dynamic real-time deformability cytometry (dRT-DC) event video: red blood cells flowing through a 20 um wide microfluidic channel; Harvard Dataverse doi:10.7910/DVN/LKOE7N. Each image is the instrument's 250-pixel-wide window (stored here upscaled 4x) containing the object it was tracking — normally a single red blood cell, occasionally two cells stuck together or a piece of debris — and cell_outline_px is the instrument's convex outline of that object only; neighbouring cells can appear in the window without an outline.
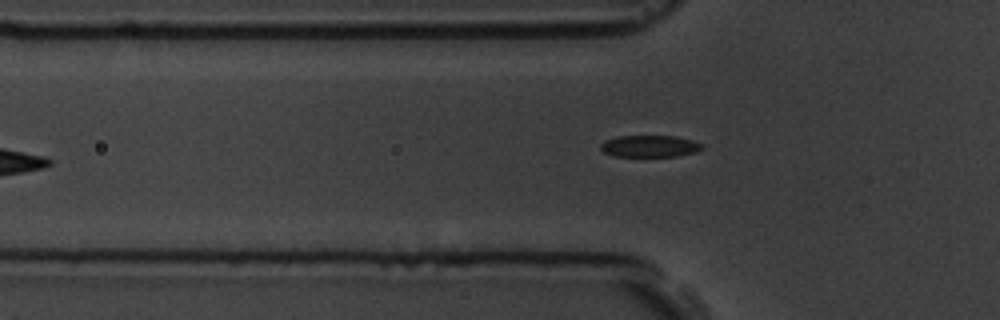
{"species": "common noctule bat (a hibernating species)", "species_latin": "Nyctalus noctula", "temperature_condition": "room temperature", "stored_images_in_passage": 5, "camera_frame_rate_fps": 3000, "um_per_image_px": 0.085, "animal": {"sex": "male", "body_mass_g": 19.5, "forearm_length_mm": 54.6}, "frame": {"image": 1, "passage_image": 5, "time_ms": 5.667, "image_size_px": [1000, 320], "cell_outline_px": [[704, 148], [696, 152], [676, 156], [612, 156], [604, 152], [600, 148], [600, 144], [604, 140], [616, 136], [676, 136], [692, 140], [704, 144]], "centroid_in_image_um": [55.23, 12.42], "position_along_channel_um": 70.6, "area_um2": 13.01}}